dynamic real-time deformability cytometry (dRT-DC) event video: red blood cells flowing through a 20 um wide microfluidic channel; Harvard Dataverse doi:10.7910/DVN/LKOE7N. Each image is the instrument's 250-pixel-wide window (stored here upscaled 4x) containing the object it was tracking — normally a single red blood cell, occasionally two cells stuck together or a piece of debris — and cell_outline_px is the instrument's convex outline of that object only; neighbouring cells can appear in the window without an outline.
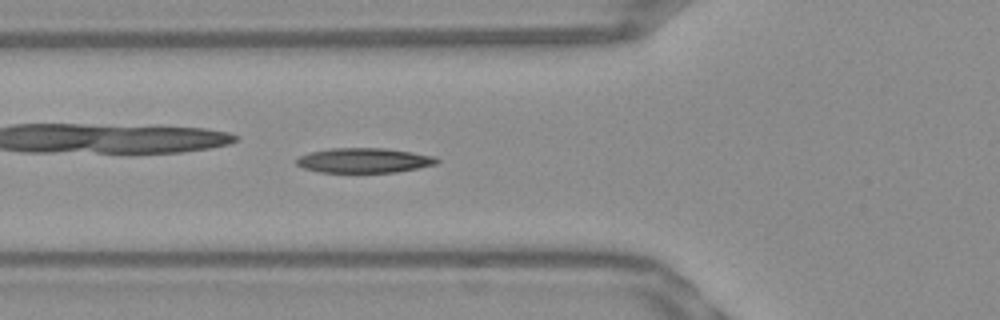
{"species": "Egyptian fruit bat (a non-hibernating species)", "species_latin": "Rousettus aegyptiacus", "temperature_condition": "warm", "stored_images_in_passage": 47, "camera_frame_rate_fps": 3000, "um_per_image_px": 0.085, "frame": {"image": 1, "passage_image": 13, "time_ms": 4.0, "image_size_px": [1000, 320], "cell_outline_px": [[440, 160], [436, 164], [396, 172], [320, 172], [304, 168], [296, 164], [296, 160], [300, 156], [312, 152], [332, 148], [384, 148], [412, 152], [432, 156]], "centroid_in_image_um": [30.94, 13.63], "position_along_channel_um": 94.9, "area_um2": 20.0}}
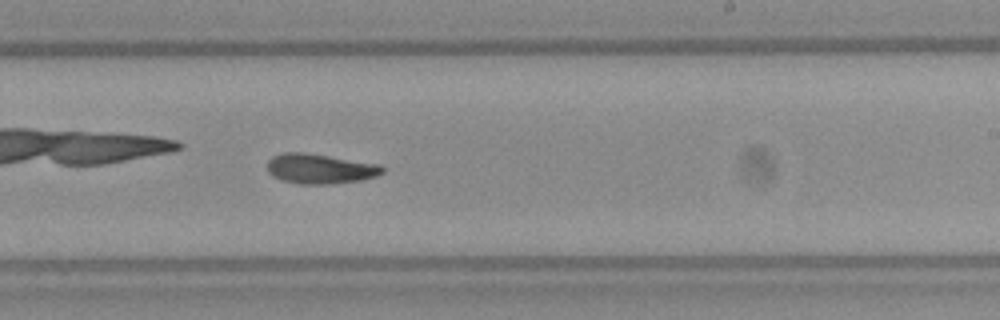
{"frame": {"image": 2, "passage_image": 26, "time_ms": 8.333, "image_size_px": [1000, 320], "cell_outline_px": [[384, 172], [376, 176], [360, 180], [328, 184], [300, 184], [284, 180], [272, 176], [268, 172], [268, 160], [272, 156], [284, 152], [304, 152], [380, 164], [384, 168]], "centroid_in_image_um": [27.2, 14.33], "position_along_channel_um": 261.8, "area_um2": 20.0}}
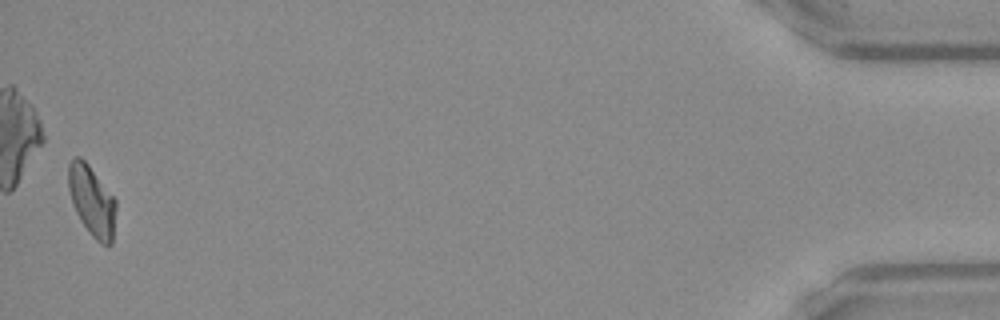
{"frame": {"image": 3, "passage_image": 46, "time_ms": 15.0, "image_size_px": [1000, 320], "cell_outline_px": [[116, 208], [112, 244], [100, 244], [92, 236], [80, 220], [72, 204], [68, 188], [68, 164], [76, 156], [80, 156], [88, 164], [116, 200]], "centroid_in_image_um": [7.8, 17.08], "position_along_channel_um": 427.4, "area_um2": 19.42}, "authors_computed_cell_mechanics": {"area_um2": 19.652, "velocity_mm_per_s": 3.8351, "shape_relaxation_time_tau1_ms": 11.3545, "shape_relaxation_time_tau2_ms": 7.3741, "deformation_change_tau1": 0.2501, "deformation_change_tau2": 0.1552}}